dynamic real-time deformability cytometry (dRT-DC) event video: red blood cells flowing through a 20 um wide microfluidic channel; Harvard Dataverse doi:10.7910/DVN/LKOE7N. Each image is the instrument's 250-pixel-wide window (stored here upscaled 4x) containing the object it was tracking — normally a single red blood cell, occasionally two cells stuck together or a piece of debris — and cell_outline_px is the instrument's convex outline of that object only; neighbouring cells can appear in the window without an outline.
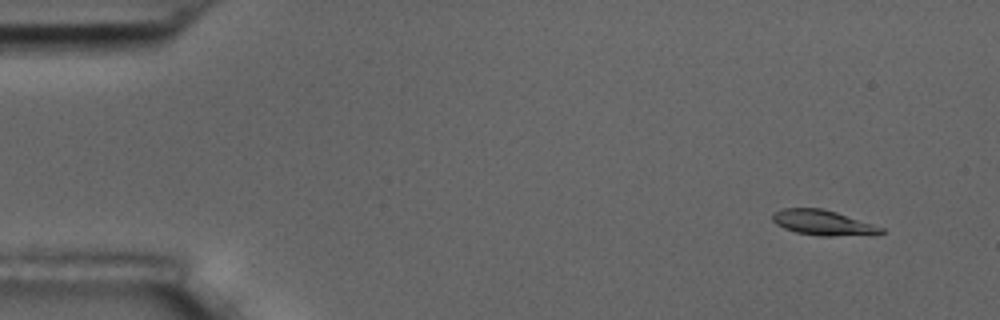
{"species": "common noctule bat (a hibernating species)", "species_latin": "Nyctalus noctula", "temperature_condition": "room temperature", "stored_images_in_passage": 4, "camera_frame_rate_fps": 3000, "um_per_image_px": 0.085, "animal": {"sex": "male", "body_mass_g": 17.5, "forearm_length_mm": 52.3}, "frame": {"image": 1, "passage_image": 1, "time_ms": 0.0, "image_size_px": [1000, 320], "cell_outline_px": [[884, 232], [876, 236], [820, 236], [796, 232], [784, 228], [776, 224], [772, 220], [772, 212], [784, 208], [824, 208], [884, 228]], "centroid_in_image_um": [69.99, 18.95], "position_along_channel_um": 15.0, "area_um2": 16.18}}
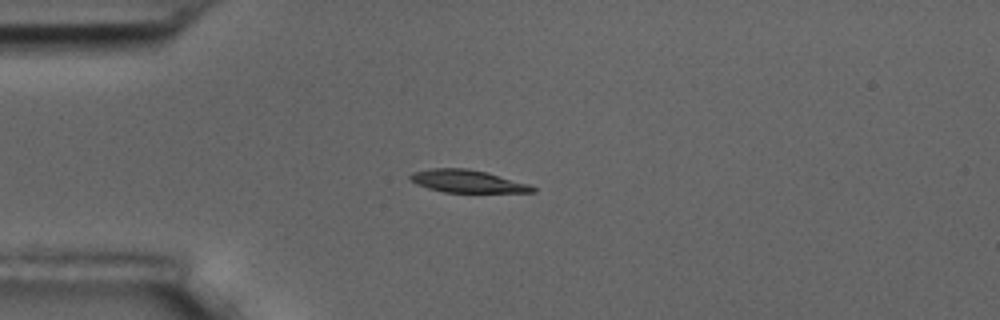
{"frame": {"image": 2, "passage_image": 4, "time_ms": 3.333, "image_size_px": [1000, 320], "cell_outline_px": [[536, 192], [444, 192], [428, 188], [412, 180], [408, 176], [412, 172], [432, 168], [468, 168], [488, 172], [528, 184], [536, 188]], "centroid_in_image_um": [39.74, 15.39], "position_along_channel_um": 45.3, "area_um2": 15.95}}